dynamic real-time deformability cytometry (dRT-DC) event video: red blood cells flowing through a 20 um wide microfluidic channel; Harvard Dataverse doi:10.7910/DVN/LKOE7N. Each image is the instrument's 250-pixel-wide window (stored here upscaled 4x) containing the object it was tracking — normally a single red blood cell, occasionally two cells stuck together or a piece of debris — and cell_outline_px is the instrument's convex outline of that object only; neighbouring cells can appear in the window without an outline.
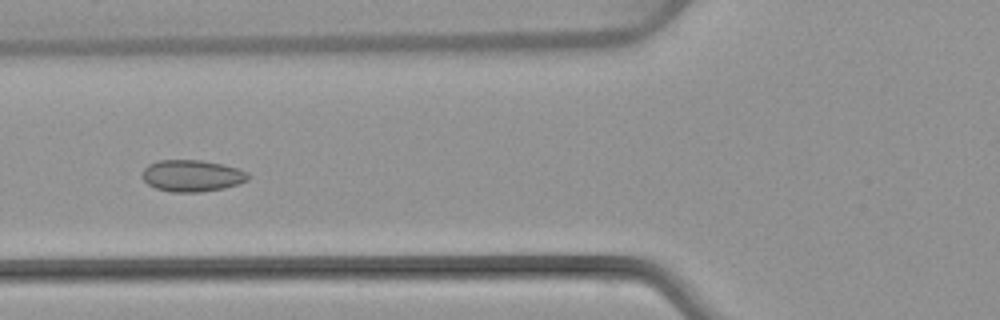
{"species": "common noctule bat (a hibernating species)", "species_latin": "Nyctalus noctula", "temperature_condition": "warm", "stored_images_in_passage": 6, "camera_frame_rate_fps": 3000, "um_per_image_px": 0.085, "animal": {"sex": "female", "body_mass_g": 22.7, "forearm_length_mm": 54.2}, "frame": {"image": 1, "passage_image": 6, "time_ms": 6.333, "image_size_px": [1000, 320], "cell_outline_px": [[248, 180], [240, 184], [224, 188], [200, 192], [172, 192], [156, 188], [148, 184], [144, 180], [144, 168], [148, 164], [160, 160], [200, 160], [220, 164], [236, 168], [248, 172]], "centroid_in_image_um": [16.33, 14.94], "position_along_channel_um": 109.5, "area_um2": 19.36}}